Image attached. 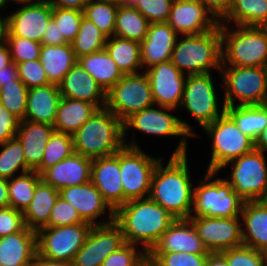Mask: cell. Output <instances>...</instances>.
I'll list each match as a JSON object with an SVG mask.
<instances>
[{
  "label": "cell",
  "mask_w": 267,
  "mask_h": 266,
  "mask_svg": "<svg viewBox=\"0 0 267 266\" xmlns=\"http://www.w3.org/2000/svg\"><path fill=\"white\" fill-rule=\"evenodd\" d=\"M187 155L171 156L165 167L160 160L151 178L148 197L175 219H188L192 211L194 187Z\"/></svg>",
  "instance_id": "obj_1"
},
{
  "label": "cell",
  "mask_w": 267,
  "mask_h": 266,
  "mask_svg": "<svg viewBox=\"0 0 267 266\" xmlns=\"http://www.w3.org/2000/svg\"><path fill=\"white\" fill-rule=\"evenodd\" d=\"M174 221L167 210L149 197L127 201L114 211V222L121 228L125 241L142 244L146 253Z\"/></svg>",
  "instance_id": "obj_2"
},
{
  "label": "cell",
  "mask_w": 267,
  "mask_h": 266,
  "mask_svg": "<svg viewBox=\"0 0 267 266\" xmlns=\"http://www.w3.org/2000/svg\"><path fill=\"white\" fill-rule=\"evenodd\" d=\"M74 153L95 159L125 146L123 122L106 107L98 109L73 135Z\"/></svg>",
  "instance_id": "obj_3"
},
{
  "label": "cell",
  "mask_w": 267,
  "mask_h": 266,
  "mask_svg": "<svg viewBox=\"0 0 267 266\" xmlns=\"http://www.w3.org/2000/svg\"><path fill=\"white\" fill-rule=\"evenodd\" d=\"M170 61L186 75L210 73L222 66L220 24L214 29L177 38ZM186 71V72H185Z\"/></svg>",
  "instance_id": "obj_4"
},
{
  "label": "cell",
  "mask_w": 267,
  "mask_h": 266,
  "mask_svg": "<svg viewBox=\"0 0 267 266\" xmlns=\"http://www.w3.org/2000/svg\"><path fill=\"white\" fill-rule=\"evenodd\" d=\"M220 24L222 65L267 67L266 26H239L232 30Z\"/></svg>",
  "instance_id": "obj_5"
},
{
  "label": "cell",
  "mask_w": 267,
  "mask_h": 266,
  "mask_svg": "<svg viewBox=\"0 0 267 266\" xmlns=\"http://www.w3.org/2000/svg\"><path fill=\"white\" fill-rule=\"evenodd\" d=\"M215 175L217 172L206 171L204 179L199 181L200 185L194 187L190 217L232 218L240 216L245 201L225 179H213Z\"/></svg>",
  "instance_id": "obj_6"
},
{
  "label": "cell",
  "mask_w": 267,
  "mask_h": 266,
  "mask_svg": "<svg viewBox=\"0 0 267 266\" xmlns=\"http://www.w3.org/2000/svg\"><path fill=\"white\" fill-rule=\"evenodd\" d=\"M146 108L136 112L123 122L124 143L127 146V130L132 128L139 130L141 133L151 134L155 136H179L181 141L178 142L172 156H181L187 154V137L198 136L192 131V126L186 121L172 115L169 111L176 110L174 108L156 106ZM166 110V111H165Z\"/></svg>",
  "instance_id": "obj_7"
},
{
  "label": "cell",
  "mask_w": 267,
  "mask_h": 266,
  "mask_svg": "<svg viewBox=\"0 0 267 266\" xmlns=\"http://www.w3.org/2000/svg\"><path fill=\"white\" fill-rule=\"evenodd\" d=\"M220 74L223 79L222 86L225 87V107L267 104V67L222 65Z\"/></svg>",
  "instance_id": "obj_8"
},
{
  "label": "cell",
  "mask_w": 267,
  "mask_h": 266,
  "mask_svg": "<svg viewBox=\"0 0 267 266\" xmlns=\"http://www.w3.org/2000/svg\"><path fill=\"white\" fill-rule=\"evenodd\" d=\"M203 130L212 139L211 160L206 171L218 173L227 163L254 149V140L244 134L226 112Z\"/></svg>",
  "instance_id": "obj_9"
},
{
  "label": "cell",
  "mask_w": 267,
  "mask_h": 266,
  "mask_svg": "<svg viewBox=\"0 0 267 266\" xmlns=\"http://www.w3.org/2000/svg\"><path fill=\"white\" fill-rule=\"evenodd\" d=\"M133 142V143H132ZM120 149V175L124 204L130 200L147 198L153 171L161 158L145 154L133 141ZM130 143V144H129Z\"/></svg>",
  "instance_id": "obj_10"
},
{
  "label": "cell",
  "mask_w": 267,
  "mask_h": 266,
  "mask_svg": "<svg viewBox=\"0 0 267 266\" xmlns=\"http://www.w3.org/2000/svg\"><path fill=\"white\" fill-rule=\"evenodd\" d=\"M155 106L146 73L123 75L106 92V108L122 122L132 114Z\"/></svg>",
  "instance_id": "obj_11"
},
{
  "label": "cell",
  "mask_w": 267,
  "mask_h": 266,
  "mask_svg": "<svg viewBox=\"0 0 267 266\" xmlns=\"http://www.w3.org/2000/svg\"><path fill=\"white\" fill-rule=\"evenodd\" d=\"M257 149L227 163H232L230 179H225L244 201L267 199V161Z\"/></svg>",
  "instance_id": "obj_12"
},
{
  "label": "cell",
  "mask_w": 267,
  "mask_h": 266,
  "mask_svg": "<svg viewBox=\"0 0 267 266\" xmlns=\"http://www.w3.org/2000/svg\"><path fill=\"white\" fill-rule=\"evenodd\" d=\"M92 225L83 222L36 231L37 254L50 260L72 263Z\"/></svg>",
  "instance_id": "obj_13"
},
{
  "label": "cell",
  "mask_w": 267,
  "mask_h": 266,
  "mask_svg": "<svg viewBox=\"0 0 267 266\" xmlns=\"http://www.w3.org/2000/svg\"><path fill=\"white\" fill-rule=\"evenodd\" d=\"M211 73L187 75L179 108L184 107L203 128L213 123L225 111L219 108L218 95ZM221 111H220V110Z\"/></svg>",
  "instance_id": "obj_14"
},
{
  "label": "cell",
  "mask_w": 267,
  "mask_h": 266,
  "mask_svg": "<svg viewBox=\"0 0 267 266\" xmlns=\"http://www.w3.org/2000/svg\"><path fill=\"white\" fill-rule=\"evenodd\" d=\"M209 252H222L243 245L240 216L232 218L189 217Z\"/></svg>",
  "instance_id": "obj_15"
},
{
  "label": "cell",
  "mask_w": 267,
  "mask_h": 266,
  "mask_svg": "<svg viewBox=\"0 0 267 266\" xmlns=\"http://www.w3.org/2000/svg\"><path fill=\"white\" fill-rule=\"evenodd\" d=\"M126 243L121 228L113 221L92 226L83 246L75 254L73 266H101L105 258Z\"/></svg>",
  "instance_id": "obj_16"
},
{
  "label": "cell",
  "mask_w": 267,
  "mask_h": 266,
  "mask_svg": "<svg viewBox=\"0 0 267 266\" xmlns=\"http://www.w3.org/2000/svg\"><path fill=\"white\" fill-rule=\"evenodd\" d=\"M14 13L7 15V35L19 36L41 43L43 34L52 18L49 1L21 2Z\"/></svg>",
  "instance_id": "obj_17"
},
{
  "label": "cell",
  "mask_w": 267,
  "mask_h": 266,
  "mask_svg": "<svg viewBox=\"0 0 267 266\" xmlns=\"http://www.w3.org/2000/svg\"><path fill=\"white\" fill-rule=\"evenodd\" d=\"M145 73L150 81L155 105L178 110L187 75L183 74L170 60L159 62L146 69Z\"/></svg>",
  "instance_id": "obj_18"
},
{
  "label": "cell",
  "mask_w": 267,
  "mask_h": 266,
  "mask_svg": "<svg viewBox=\"0 0 267 266\" xmlns=\"http://www.w3.org/2000/svg\"><path fill=\"white\" fill-rule=\"evenodd\" d=\"M59 196L76 209L84 222L92 226L106 225L114 221V210L91 181L86 184L62 188L59 191ZM106 211L108 212L107 221L104 220L105 218H101V215L103 216ZM97 218L103 219V221L96 222Z\"/></svg>",
  "instance_id": "obj_19"
},
{
  "label": "cell",
  "mask_w": 267,
  "mask_h": 266,
  "mask_svg": "<svg viewBox=\"0 0 267 266\" xmlns=\"http://www.w3.org/2000/svg\"><path fill=\"white\" fill-rule=\"evenodd\" d=\"M167 23L180 38L208 32L219 24L199 0H174Z\"/></svg>",
  "instance_id": "obj_20"
},
{
  "label": "cell",
  "mask_w": 267,
  "mask_h": 266,
  "mask_svg": "<svg viewBox=\"0 0 267 266\" xmlns=\"http://www.w3.org/2000/svg\"><path fill=\"white\" fill-rule=\"evenodd\" d=\"M91 182L114 211L124 204L120 150L110 156L92 159Z\"/></svg>",
  "instance_id": "obj_21"
},
{
  "label": "cell",
  "mask_w": 267,
  "mask_h": 266,
  "mask_svg": "<svg viewBox=\"0 0 267 266\" xmlns=\"http://www.w3.org/2000/svg\"><path fill=\"white\" fill-rule=\"evenodd\" d=\"M92 159L73 153L54 166L44 170L41 180L60 191L62 188L86 184L91 181Z\"/></svg>",
  "instance_id": "obj_22"
},
{
  "label": "cell",
  "mask_w": 267,
  "mask_h": 266,
  "mask_svg": "<svg viewBox=\"0 0 267 266\" xmlns=\"http://www.w3.org/2000/svg\"><path fill=\"white\" fill-rule=\"evenodd\" d=\"M149 252L209 253L189 219H175Z\"/></svg>",
  "instance_id": "obj_23"
},
{
  "label": "cell",
  "mask_w": 267,
  "mask_h": 266,
  "mask_svg": "<svg viewBox=\"0 0 267 266\" xmlns=\"http://www.w3.org/2000/svg\"><path fill=\"white\" fill-rule=\"evenodd\" d=\"M178 36L167 22L149 24L147 36L140 42L142 69L170 60Z\"/></svg>",
  "instance_id": "obj_24"
},
{
  "label": "cell",
  "mask_w": 267,
  "mask_h": 266,
  "mask_svg": "<svg viewBox=\"0 0 267 266\" xmlns=\"http://www.w3.org/2000/svg\"><path fill=\"white\" fill-rule=\"evenodd\" d=\"M58 86L64 98L85 100L99 109L106 106V92L78 62L66 73Z\"/></svg>",
  "instance_id": "obj_25"
},
{
  "label": "cell",
  "mask_w": 267,
  "mask_h": 266,
  "mask_svg": "<svg viewBox=\"0 0 267 266\" xmlns=\"http://www.w3.org/2000/svg\"><path fill=\"white\" fill-rule=\"evenodd\" d=\"M36 254V231L27 226L0 238V266H30Z\"/></svg>",
  "instance_id": "obj_26"
},
{
  "label": "cell",
  "mask_w": 267,
  "mask_h": 266,
  "mask_svg": "<svg viewBox=\"0 0 267 266\" xmlns=\"http://www.w3.org/2000/svg\"><path fill=\"white\" fill-rule=\"evenodd\" d=\"M54 131V127L46 123L29 120L19 122L16 137L21 142L30 171H35L40 166L45 146Z\"/></svg>",
  "instance_id": "obj_27"
},
{
  "label": "cell",
  "mask_w": 267,
  "mask_h": 266,
  "mask_svg": "<svg viewBox=\"0 0 267 266\" xmlns=\"http://www.w3.org/2000/svg\"><path fill=\"white\" fill-rule=\"evenodd\" d=\"M240 217L245 225L243 245L260 252L267 250V200L245 201Z\"/></svg>",
  "instance_id": "obj_28"
},
{
  "label": "cell",
  "mask_w": 267,
  "mask_h": 266,
  "mask_svg": "<svg viewBox=\"0 0 267 266\" xmlns=\"http://www.w3.org/2000/svg\"><path fill=\"white\" fill-rule=\"evenodd\" d=\"M61 98L59 86L55 84L28 89L24 120L53 126Z\"/></svg>",
  "instance_id": "obj_29"
},
{
  "label": "cell",
  "mask_w": 267,
  "mask_h": 266,
  "mask_svg": "<svg viewBox=\"0 0 267 266\" xmlns=\"http://www.w3.org/2000/svg\"><path fill=\"white\" fill-rule=\"evenodd\" d=\"M98 109L91 102L62 97L53 124L54 130L73 135Z\"/></svg>",
  "instance_id": "obj_30"
},
{
  "label": "cell",
  "mask_w": 267,
  "mask_h": 266,
  "mask_svg": "<svg viewBox=\"0 0 267 266\" xmlns=\"http://www.w3.org/2000/svg\"><path fill=\"white\" fill-rule=\"evenodd\" d=\"M40 61L50 84L59 85L66 73L77 63L72 45H42Z\"/></svg>",
  "instance_id": "obj_31"
},
{
  "label": "cell",
  "mask_w": 267,
  "mask_h": 266,
  "mask_svg": "<svg viewBox=\"0 0 267 266\" xmlns=\"http://www.w3.org/2000/svg\"><path fill=\"white\" fill-rule=\"evenodd\" d=\"M58 197L59 191L41 180L35 188L31 203L23 212L25 226L34 231L45 227Z\"/></svg>",
  "instance_id": "obj_32"
},
{
  "label": "cell",
  "mask_w": 267,
  "mask_h": 266,
  "mask_svg": "<svg viewBox=\"0 0 267 266\" xmlns=\"http://www.w3.org/2000/svg\"><path fill=\"white\" fill-rule=\"evenodd\" d=\"M77 62L90 74L105 92L123 76L106 49L77 58Z\"/></svg>",
  "instance_id": "obj_33"
},
{
  "label": "cell",
  "mask_w": 267,
  "mask_h": 266,
  "mask_svg": "<svg viewBox=\"0 0 267 266\" xmlns=\"http://www.w3.org/2000/svg\"><path fill=\"white\" fill-rule=\"evenodd\" d=\"M105 49L123 75L142 70L140 42L112 36L107 38Z\"/></svg>",
  "instance_id": "obj_34"
},
{
  "label": "cell",
  "mask_w": 267,
  "mask_h": 266,
  "mask_svg": "<svg viewBox=\"0 0 267 266\" xmlns=\"http://www.w3.org/2000/svg\"><path fill=\"white\" fill-rule=\"evenodd\" d=\"M231 22L235 26H266L267 0H232L229 12L219 24Z\"/></svg>",
  "instance_id": "obj_35"
},
{
  "label": "cell",
  "mask_w": 267,
  "mask_h": 266,
  "mask_svg": "<svg viewBox=\"0 0 267 266\" xmlns=\"http://www.w3.org/2000/svg\"><path fill=\"white\" fill-rule=\"evenodd\" d=\"M225 111L237 127L253 140L267 127V104L228 106Z\"/></svg>",
  "instance_id": "obj_36"
},
{
  "label": "cell",
  "mask_w": 267,
  "mask_h": 266,
  "mask_svg": "<svg viewBox=\"0 0 267 266\" xmlns=\"http://www.w3.org/2000/svg\"><path fill=\"white\" fill-rule=\"evenodd\" d=\"M148 20L133 6H118L114 36L142 42L147 36Z\"/></svg>",
  "instance_id": "obj_37"
},
{
  "label": "cell",
  "mask_w": 267,
  "mask_h": 266,
  "mask_svg": "<svg viewBox=\"0 0 267 266\" xmlns=\"http://www.w3.org/2000/svg\"><path fill=\"white\" fill-rule=\"evenodd\" d=\"M40 181L41 176L36 171L18 174L8 179L10 207L23 213L31 203L35 188Z\"/></svg>",
  "instance_id": "obj_38"
},
{
  "label": "cell",
  "mask_w": 267,
  "mask_h": 266,
  "mask_svg": "<svg viewBox=\"0 0 267 266\" xmlns=\"http://www.w3.org/2000/svg\"><path fill=\"white\" fill-rule=\"evenodd\" d=\"M107 38L92 21L83 17L79 31L71 43L76 58L105 49Z\"/></svg>",
  "instance_id": "obj_39"
},
{
  "label": "cell",
  "mask_w": 267,
  "mask_h": 266,
  "mask_svg": "<svg viewBox=\"0 0 267 266\" xmlns=\"http://www.w3.org/2000/svg\"><path fill=\"white\" fill-rule=\"evenodd\" d=\"M0 178L11 179L20 171V174L29 172L24 150L17 137L0 144ZM21 169V170H20Z\"/></svg>",
  "instance_id": "obj_40"
},
{
  "label": "cell",
  "mask_w": 267,
  "mask_h": 266,
  "mask_svg": "<svg viewBox=\"0 0 267 266\" xmlns=\"http://www.w3.org/2000/svg\"><path fill=\"white\" fill-rule=\"evenodd\" d=\"M73 153L72 135L54 131L45 146L40 166L35 171L41 174L44 170L70 157Z\"/></svg>",
  "instance_id": "obj_41"
},
{
  "label": "cell",
  "mask_w": 267,
  "mask_h": 266,
  "mask_svg": "<svg viewBox=\"0 0 267 266\" xmlns=\"http://www.w3.org/2000/svg\"><path fill=\"white\" fill-rule=\"evenodd\" d=\"M118 6L102 0H90L84 10V17L92 21L107 37L114 36Z\"/></svg>",
  "instance_id": "obj_42"
},
{
  "label": "cell",
  "mask_w": 267,
  "mask_h": 266,
  "mask_svg": "<svg viewBox=\"0 0 267 266\" xmlns=\"http://www.w3.org/2000/svg\"><path fill=\"white\" fill-rule=\"evenodd\" d=\"M28 88L21 80L0 87V103L20 121L25 118Z\"/></svg>",
  "instance_id": "obj_43"
},
{
  "label": "cell",
  "mask_w": 267,
  "mask_h": 266,
  "mask_svg": "<svg viewBox=\"0 0 267 266\" xmlns=\"http://www.w3.org/2000/svg\"><path fill=\"white\" fill-rule=\"evenodd\" d=\"M83 17V11L77 9L52 7V18L60 30V36L69 44L74 41Z\"/></svg>",
  "instance_id": "obj_44"
},
{
  "label": "cell",
  "mask_w": 267,
  "mask_h": 266,
  "mask_svg": "<svg viewBox=\"0 0 267 266\" xmlns=\"http://www.w3.org/2000/svg\"><path fill=\"white\" fill-rule=\"evenodd\" d=\"M6 43L15 64L40 59L41 43L19 36H6Z\"/></svg>",
  "instance_id": "obj_45"
},
{
  "label": "cell",
  "mask_w": 267,
  "mask_h": 266,
  "mask_svg": "<svg viewBox=\"0 0 267 266\" xmlns=\"http://www.w3.org/2000/svg\"><path fill=\"white\" fill-rule=\"evenodd\" d=\"M147 255L159 266H206L208 256L184 252H148Z\"/></svg>",
  "instance_id": "obj_46"
},
{
  "label": "cell",
  "mask_w": 267,
  "mask_h": 266,
  "mask_svg": "<svg viewBox=\"0 0 267 266\" xmlns=\"http://www.w3.org/2000/svg\"><path fill=\"white\" fill-rule=\"evenodd\" d=\"M228 263V266H264L262 252L241 245L220 252Z\"/></svg>",
  "instance_id": "obj_47"
},
{
  "label": "cell",
  "mask_w": 267,
  "mask_h": 266,
  "mask_svg": "<svg viewBox=\"0 0 267 266\" xmlns=\"http://www.w3.org/2000/svg\"><path fill=\"white\" fill-rule=\"evenodd\" d=\"M18 77L28 88L50 84L40 59L17 63Z\"/></svg>",
  "instance_id": "obj_48"
},
{
  "label": "cell",
  "mask_w": 267,
  "mask_h": 266,
  "mask_svg": "<svg viewBox=\"0 0 267 266\" xmlns=\"http://www.w3.org/2000/svg\"><path fill=\"white\" fill-rule=\"evenodd\" d=\"M174 0H138L135 7L150 24L167 22Z\"/></svg>",
  "instance_id": "obj_49"
},
{
  "label": "cell",
  "mask_w": 267,
  "mask_h": 266,
  "mask_svg": "<svg viewBox=\"0 0 267 266\" xmlns=\"http://www.w3.org/2000/svg\"><path fill=\"white\" fill-rule=\"evenodd\" d=\"M138 245L125 243L121 248L108 255L101 266H137L147 255Z\"/></svg>",
  "instance_id": "obj_50"
},
{
  "label": "cell",
  "mask_w": 267,
  "mask_h": 266,
  "mask_svg": "<svg viewBox=\"0 0 267 266\" xmlns=\"http://www.w3.org/2000/svg\"><path fill=\"white\" fill-rule=\"evenodd\" d=\"M83 222L76 209L59 196L51 210L48 224L45 227L66 226Z\"/></svg>",
  "instance_id": "obj_51"
},
{
  "label": "cell",
  "mask_w": 267,
  "mask_h": 266,
  "mask_svg": "<svg viewBox=\"0 0 267 266\" xmlns=\"http://www.w3.org/2000/svg\"><path fill=\"white\" fill-rule=\"evenodd\" d=\"M24 227L22 212L12 207L0 208V238L21 231Z\"/></svg>",
  "instance_id": "obj_52"
},
{
  "label": "cell",
  "mask_w": 267,
  "mask_h": 266,
  "mask_svg": "<svg viewBox=\"0 0 267 266\" xmlns=\"http://www.w3.org/2000/svg\"><path fill=\"white\" fill-rule=\"evenodd\" d=\"M20 120L0 103V144L16 137Z\"/></svg>",
  "instance_id": "obj_53"
},
{
  "label": "cell",
  "mask_w": 267,
  "mask_h": 266,
  "mask_svg": "<svg viewBox=\"0 0 267 266\" xmlns=\"http://www.w3.org/2000/svg\"><path fill=\"white\" fill-rule=\"evenodd\" d=\"M205 8L220 22L229 12L232 0H199Z\"/></svg>",
  "instance_id": "obj_54"
},
{
  "label": "cell",
  "mask_w": 267,
  "mask_h": 266,
  "mask_svg": "<svg viewBox=\"0 0 267 266\" xmlns=\"http://www.w3.org/2000/svg\"><path fill=\"white\" fill-rule=\"evenodd\" d=\"M42 45H62L67 44L63 36H60V30L53 18L50 19L48 26L43 34Z\"/></svg>",
  "instance_id": "obj_55"
},
{
  "label": "cell",
  "mask_w": 267,
  "mask_h": 266,
  "mask_svg": "<svg viewBox=\"0 0 267 266\" xmlns=\"http://www.w3.org/2000/svg\"><path fill=\"white\" fill-rule=\"evenodd\" d=\"M13 80H20L18 77V68L14 62L0 70V87L3 84L13 83Z\"/></svg>",
  "instance_id": "obj_56"
},
{
  "label": "cell",
  "mask_w": 267,
  "mask_h": 266,
  "mask_svg": "<svg viewBox=\"0 0 267 266\" xmlns=\"http://www.w3.org/2000/svg\"><path fill=\"white\" fill-rule=\"evenodd\" d=\"M90 0H49L52 7L77 9L83 11Z\"/></svg>",
  "instance_id": "obj_57"
},
{
  "label": "cell",
  "mask_w": 267,
  "mask_h": 266,
  "mask_svg": "<svg viewBox=\"0 0 267 266\" xmlns=\"http://www.w3.org/2000/svg\"><path fill=\"white\" fill-rule=\"evenodd\" d=\"M30 266H73V265L72 263L50 260L36 254Z\"/></svg>",
  "instance_id": "obj_58"
},
{
  "label": "cell",
  "mask_w": 267,
  "mask_h": 266,
  "mask_svg": "<svg viewBox=\"0 0 267 266\" xmlns=\"http://www.w3.org/2000/svg\"><path fill=\"white\" fill-rule=\"evenodd\" d=\"M206 266H228L226 258L220 252H209Z\"/></svg>",
  "instance_id": "obj_59"
},
{
  "label": "cell",
  "mask_w": 267,
  "mask_h": 266,
  "mask_svg": "<svg viewBox=\"0 0 267 266\" xmlns=\"http://www.w3.org/2000/svg\"><path fill=\"white\" fill-rule=\"evenodd\" d=\"M10 207L8 180L0 178V208Z\"/></svg>",
  "instance_id": "obj_60"
},
{
  "label": "cell",
  "mask_w": 267,
  "mask_h": 266,
  "mask_svg": "<svg viewBox=\"0 0 267 266\" xmlns=\"http://www.w3.org/2000/svg\"><path fill=\"white\" fill-rule=\"evenodd\" d=\"M12 62L10 50L6 42L0 44V70Z\"/></svg>",
  "instance_id": "obj_61"
},
{
  "label": "cell",
  "mask_w": 267,
  "mask_h": 266,
  "mask_svg": "<svg viewBox=\"0 0 267 266\" xmlns=\"http://www.w3.org/2000/svg\"><path fill=\"white\" fill-rule=\"evenodd\" d=\"M254 149L260 150L262 152L267 151V127L254 140Z\"/></svg>",
  "instance_id": "obj_62"
},
{
  "label": "cell",
  "mask_w": 267,
  "mask_h": 266,
  "mask_svg": "<svg viewBox=\"0 0 267 266\" xmlns=\"http://www.w3.org/2000/svg\"><path fill=\"white\" fill-rule=\"evenodd\" d=\"M7 31V16L0 15V44L6 42Z\"/></svg>",
  "instance_id": "obj_63"
},
{
  "label": "cell",
  "mask_w": 267,
  "mask_h": 266,
  "mask_svg": "<svg viewBox=\"0 0 267 266\" xmlns=\"http://www.w3.org/2000/svg\"><path fill=\"white\" fill-rule=\"evenodd\" d=\"M106 2H110L117 6L125 5V6H134L138 0H102Z\"/></svg>",
  "instance_id": "obj_64"
},
{
  "label": "cell",
  "mask_w": 267,
  "mask_h": 266,
  "mask_svg": "<svg viewBox=\"0 0 267 266\" xmlns=\"http://www.w3.org/2000/svg\"><path fill=\"white\" fill-rule=\"evenodd\" d=\"M137 266H159V265L148 255H146L145 258Z\"/></svg>",
  "instance_id": "obj_65"
},
{
  "label": "cell",
  "mask_w": 267,
  "mask_h": 266,
  "mask_svg": "<svg viewBox=\"0 0 267 266\" xmlns=\"http://www.w3.org/2000/svg\"><path fill=\"white\" fill-rule=\"evenodd\" d=\"M262 254L264 260V266H267V250L263 251Z\"/></svg>",
  "instance_id": "obj_66"
},
{
  "label": "cell",
  "mask_w": 267,
  "mask_h": 266,
  "mask_svg": "<svg viewBox=\"0 0 267 266\" xmlns=\"http://www.w3.org/2000/svg\"><path fill=\"white\" fill-rule=\"evenodd\" d=\"M10 1L15 3H21V2H34L35 0H10ZM7 2H9V0H7Z\"/></svg>",
  "instance_id": "obj_67"
},
{
  "label": "cell",
  "mask_w": 267,
  "mask_h": 266,
  "mask_svg": "<svg viewBox=\"0 0 267 266\" xmlns=\"http://www.w3.org/2000/svg\"><path fill=\"white\" fill-rule=\"evenodd\" d=\"M7 0H0V9L3 10V7H5L7 5Z\"/></svg>",
  "instance_id": "obj_68"
}]
</instances>
